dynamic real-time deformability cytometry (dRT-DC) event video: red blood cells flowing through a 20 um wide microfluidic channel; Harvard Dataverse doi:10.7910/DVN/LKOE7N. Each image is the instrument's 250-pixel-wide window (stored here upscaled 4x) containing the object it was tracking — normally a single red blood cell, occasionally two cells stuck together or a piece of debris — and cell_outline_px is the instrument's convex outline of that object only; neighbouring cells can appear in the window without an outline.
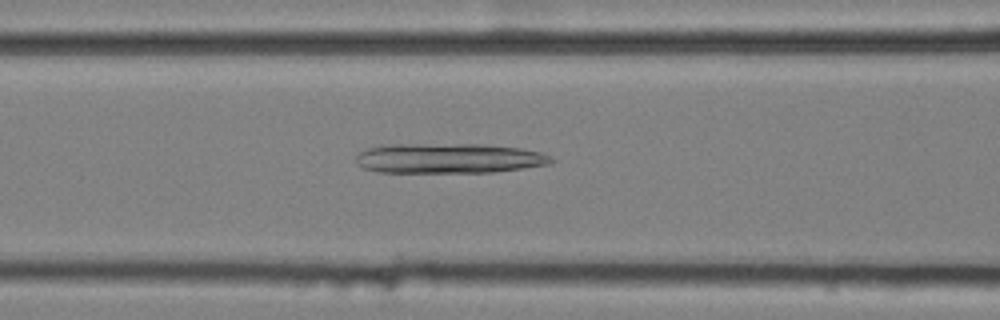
{"species": "common noctule bat (a hibernating species)", "species_latin": "Nyctalus noctula", "temperature_condition": "cold", "stored_images_in_passage": 57, "camera_frame_rate_fps": 3000, "um_per_image_px": 0.085, "animal": {"sex": "female", "body_mass_g": 25.1}, "frame": {"image": 1, "passage_image": 24, "time_ms": 7.667, "image_size_px": [1000, 320], "cell_outline_px": [[556, 160], [552, 164], [524, 168], [492, 172], [380, 172], [364, 168], [356, 164], [356, 156], [360, 152], [368, 148], [380, 144], [480, 144], [520, 148], [540, 152], [552, 156]], "centroid_in_image_um": [38.17, 13.45], "position_along_channel_um": 128.4, "area_um2": 34.39}}
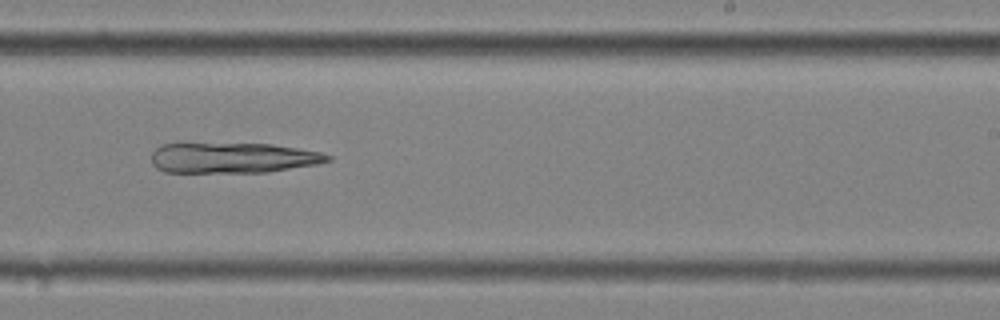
{"frame": {"image": 2, "passage_image": 36, "time_ms": 11.667, "image_size_px": [1000, 320], "cell_outline_px": [[332, 160], [316, 164], [268, 172], [164, 172], [156, 168], [152, 164], [152, 152], [160, 144], [180, 140], [272, 144], [320, 152], [332, 156]], "centroid_in_image_um": [19.66, 13.36], "position_along_channel_um": 269.3, "area_um2": 32.71}}
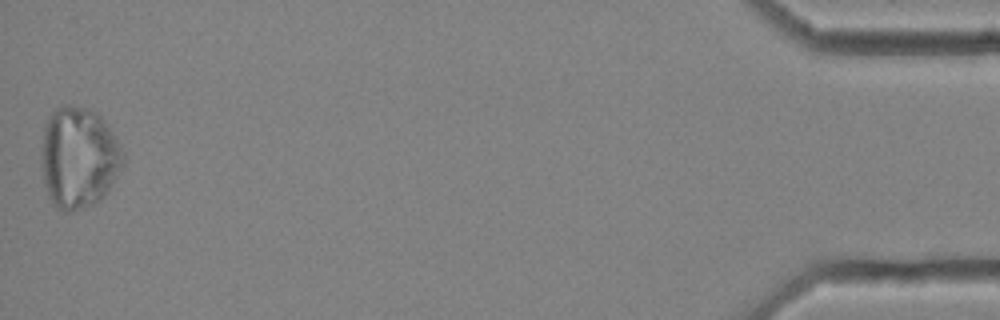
{"frame": {"image": 3, "passage_image": 57, "time_ms": 18.667, "image_size_px": [1000, 320], "cell_outline_px": [[124, 164], [112, 184], [100, 200], [92, 204], [68, 212], [64, 212], [56, 208], [52, 204], [48, 196], [44, 184], [40, 164], [40, 148], [44, 128], [48, 116], [60, 104], [68, 104], [88, 108], [96, 112], [104, 120], [120, 144], [124, 152]], "centroid_in_image_um": [6.66, 13.38], "position_along_channel_um": 428.5, "area_um2": 49.01}}